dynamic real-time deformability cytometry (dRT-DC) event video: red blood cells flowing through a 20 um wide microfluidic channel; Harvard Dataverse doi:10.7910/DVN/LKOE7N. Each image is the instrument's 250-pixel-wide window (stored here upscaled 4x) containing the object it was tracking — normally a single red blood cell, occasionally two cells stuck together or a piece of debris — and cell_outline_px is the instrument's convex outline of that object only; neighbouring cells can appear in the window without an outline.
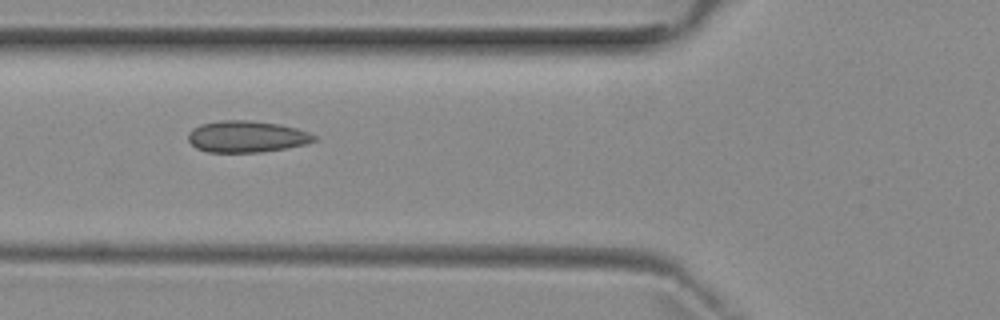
{"species": "common noctule bat (a hibernating species)", "species_latin": "Nyctalus noctula", "temperature_condition": "room temperature", "stored_images_in_passage": 4, "camera_frame_rate_fps": 3000, "um_per_image_px": 0.085, "animal": {"sex": "female", "body_mass_g": 29.2, "forearm_length_mm": 56.3}, "frame": {"image": 1, "passage_image": 3, "time_ms": 2.0, "image_size_px": [1000, 320], "cell_outline_px": [[316, 140], [304, 144], [288, 148], [260, 152], [208, 152], [196, 148], [188, 140], [188, 132], [192, 128], [200, 124], [220, 120], [248, 120], [280, 124], [296, 128], [308, 132], [316, 136]], "centroid_in_image_um": [20.94, 11.6], "position_along_channel_um": 104.9, "area_um2": 23.24}}
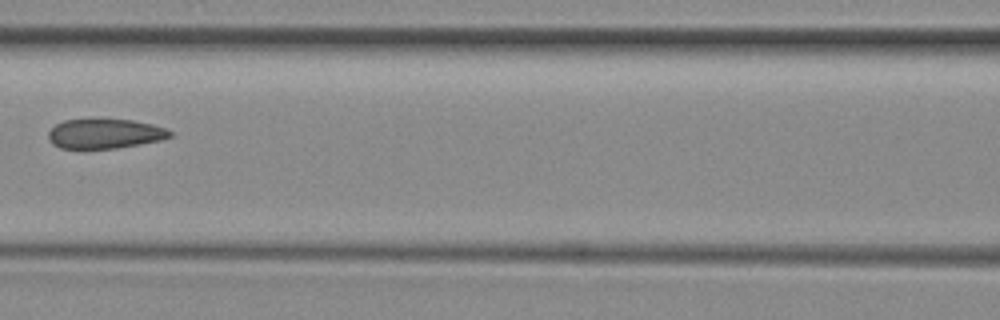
{"frame": {"image": 2, "passage_image": 4, "time_ms": 3.333, "image_size_px": [1000, 320], "cell_outline_px": [[172, 136], [160, 140], [140, 144], [116, 148], [60, 148], [52, 144], [48, 140], [48, 132], [56, 124], [64, 120], [132, 120], [152, 124], [168, 128], [172, 132]], "centroid_in_image_um": [8.92, 11.37], "position_along_channel_um": 157.7, "area_um2": 20.87}}